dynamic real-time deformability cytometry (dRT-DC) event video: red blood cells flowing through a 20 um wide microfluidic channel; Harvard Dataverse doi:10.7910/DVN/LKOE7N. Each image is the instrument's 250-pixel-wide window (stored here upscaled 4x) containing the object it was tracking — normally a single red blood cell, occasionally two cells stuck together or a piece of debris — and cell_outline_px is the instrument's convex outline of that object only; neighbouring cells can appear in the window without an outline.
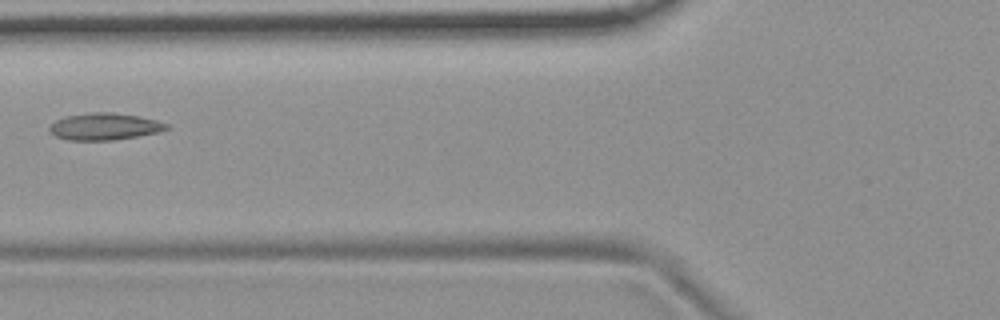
{"species": "common noctule bat (a hibernating species)", "species_latin": "Nyctalus noctula", "temperature_condition": "room temperature", "stored_images_in_passage": 7, "camera_frame_rate_fps": 3000, "um_per_image_px": 0.085, "animal": {"sex": "female", "body_mass_g": 19.9}, "frame": {"image": 1, "passage_image": 6, "time_ms": 1.667, "image_size_px": [1000, 320], "cell_outline_px": [[168, 128], [156, 132], [136, 136], [112, 140], [68, 140], [56, 136], [48, 128], [56, 120], [64, 116], [92, 112], [108, 112], [136, 116], [156, 120], [168, 124]], "centroid_in_image_um": [8.84, 10.75], "position_along_channel_um": 117.0, "area_um2": 17.98}}
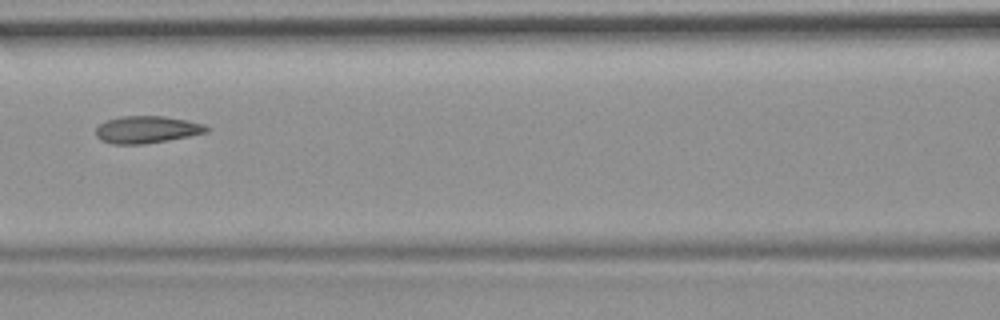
{"frame": {"image": 2, "passage_image": 7, "time_ms": 2.0, "image_size_px": [1000, 320], "cell_outline_px": [[212, 128], [208, 132], [168, 140], [144, 144], [112, 144], [100, 140], [96, 136], [96, 128], [100, 124], [108, 120], [120, 116], [164, 116], [188, 120], [204, 124]], "centroid_in_image_um": [12.5, 11.01], "position_along_channel_um": 154.1, "area_um2": 17.63}}